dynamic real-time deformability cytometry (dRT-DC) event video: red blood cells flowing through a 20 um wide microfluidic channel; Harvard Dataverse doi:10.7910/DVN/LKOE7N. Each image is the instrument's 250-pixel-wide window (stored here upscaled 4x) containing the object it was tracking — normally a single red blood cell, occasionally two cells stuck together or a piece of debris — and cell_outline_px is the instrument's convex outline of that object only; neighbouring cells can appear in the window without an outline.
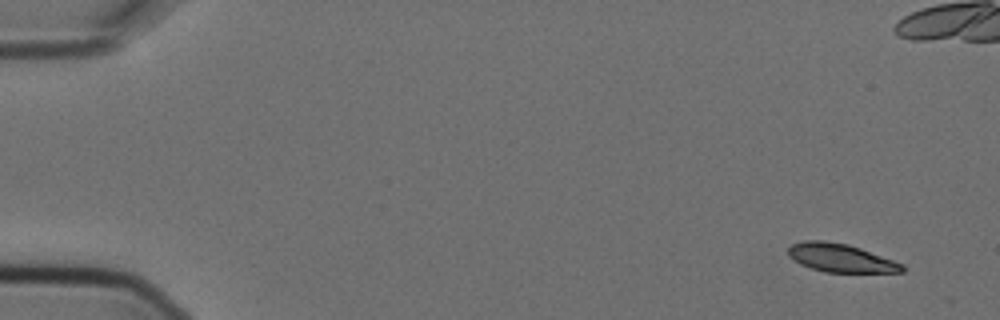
{"species": "Egyptian fruit bat (a non-hibernating species)", "species_latin": "Rousettus aegyptiacus", "temperature_condition": "cold", "stored_images_in_passage": 8, "camera_frame_rate_fps": 3000, "um_per_image_px": 0.085, "animal": {"sex": "female"}, "frame": {"image": 1, "passage_image": 1, "time_ms": 0.0, "image_size_px": [1000, 320], "cell_outline_px": [[904, 272], [824, 272], [800, 264], [788, 256], [788, 248], [792, 244], [804, 240], [824, 240], [848, 244], [860, 248], [904, 264]], "centroid_in_image_um": [71.44, 21.92], "position_along_channel_um": 13.6, "area_um2": 18.79}}
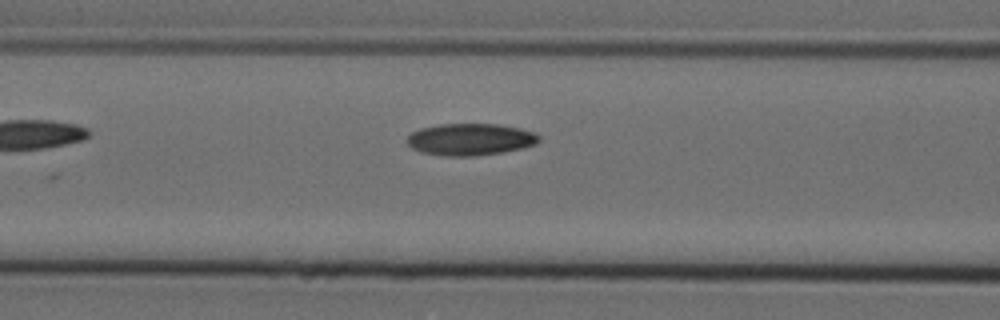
{"frame": {"image": 2, "passage_image": 8, "time_ms": 2.333, "image_size_px": [1000, 320], "cell_outline_px": [[540, 140], [536, 144], [524, 148], [504, 152], [476, 156], [444, 156], [420, 152], [412, 148], [404, 140], [412, 132], [420, 128], [440, 124], [496, 124], [520, 128], [536, 132], [540, 136]], "centroid_in_image_um": [39.99, 11.85], "position_along_channel_um": 126.6, "area_um2": 24.85}}